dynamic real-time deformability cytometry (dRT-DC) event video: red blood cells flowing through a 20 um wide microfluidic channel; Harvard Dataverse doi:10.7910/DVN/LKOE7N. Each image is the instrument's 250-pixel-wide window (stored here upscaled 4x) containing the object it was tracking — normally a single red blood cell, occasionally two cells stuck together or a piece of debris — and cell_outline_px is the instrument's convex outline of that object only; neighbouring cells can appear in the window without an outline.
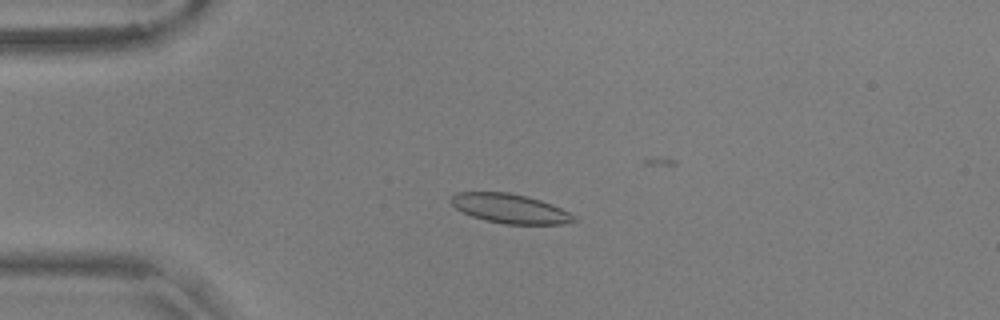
{"species": "common noctule bat (a hibernating species)", "species_latin": "Nyctalus noctula", "temperature_condition": "warm", "stored_images_in_passage": 49, "camera_frame_rate_fps": 3000, "um_per_image_px": 0.085, "animal": {"sex": "male", "body_mass_g": 17.9, "forearm_length_mm": 54.2}, "frame": {"image": 1, "passage_image": 14, "time_ms": 4.333, "image_size_px": [1000, 320], "cell_outline_px": [[580, 220], [560, 224], [504, 224], [472, 216], [456, 208], [448, 200], [456, 192], [508, 192], [540, 200], [552, 204], [576, 216]], "centroid_in_image_um": [43.36, 17.72], "position_along_channel_um": 41.6, "area_um2": 20.87}}
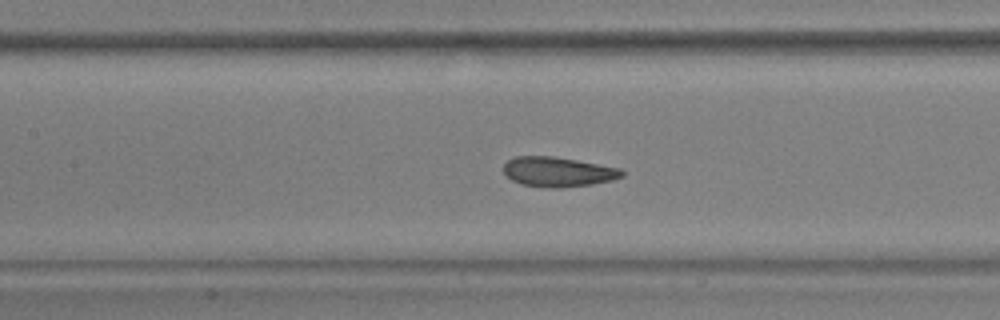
{"frame": {"image": 2, "passage_image": 26, "time_ms": 8.333, "image_size_px": [1000, 320], "cell_outline_px": [[624, 176], [612, 180], [592, 184], [560, 188], [552, 188], [524, 184], [512, 180], [504, 172], [504, 164], [508, 160], [516, 156], [552, 156], [576, 160], [620, 168], [624, 172]], "centroid_in_image_um": [47.45, 14.6], "position_along_channel_um": 160.0, "area_um2": 20.35}}
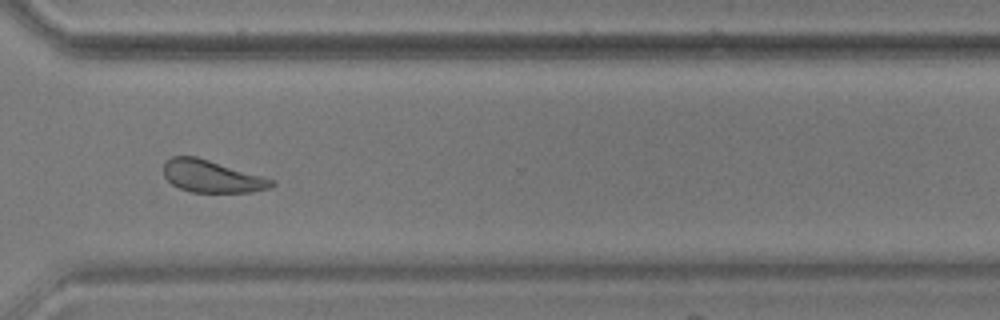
{"frame": {"image": 3, "passage_image": 42, "time_ms": 13.667, "image_size_px": [1000, 320], "cell_outline_px": [[276, 184], [268, 188], [252, 192], [192, 192], [180, 188], [172, 184], [164, 176], [164, 160], [172, 156], [196, 156], [264, 176], [276, 180]], "centroid_in_image_um": [18.02, 14.98], "position_along_channel_um": 352.6, "area_um2": 20.4}}